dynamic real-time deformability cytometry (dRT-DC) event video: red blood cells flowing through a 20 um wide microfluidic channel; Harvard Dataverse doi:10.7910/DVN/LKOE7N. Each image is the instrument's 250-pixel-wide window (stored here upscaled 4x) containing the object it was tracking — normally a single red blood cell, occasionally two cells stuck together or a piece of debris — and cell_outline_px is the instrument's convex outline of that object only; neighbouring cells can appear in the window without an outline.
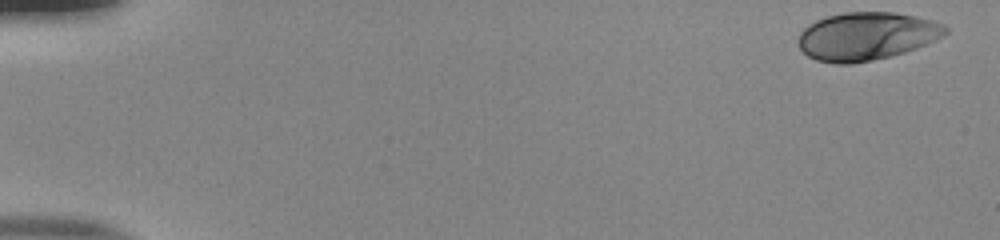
{"species": "human", "species_latin": "Homo sapiens", "temperature_condition": "room temperature", "stored_images_in_passage": 52, "camera_frame_rate_fps": 3000, "um_per_image_px": 0.085, "donor": {"sex": "male"}, "frame": {"image": 1, "passage_image": 1, "time_ms": 0.0, "image_size_px": [1000, 240], "cell_outline_px": [[948, 32], [944, 36], [936, 40], [916, 48], [892, 56], [852, 64], [836, 64], [816, 60], [808, 56], [800, 48], [796, 40], [800, 32], [808, 24], [816, 20], [828, 16], [844, 12], [892, 12], [916, 16], [932, 20], [944, 24], [948, 28]], "centroid_in_image_um": [73.65, 3.08], "position_along_channel_um": 11.3, "area_um2": 41.44}}
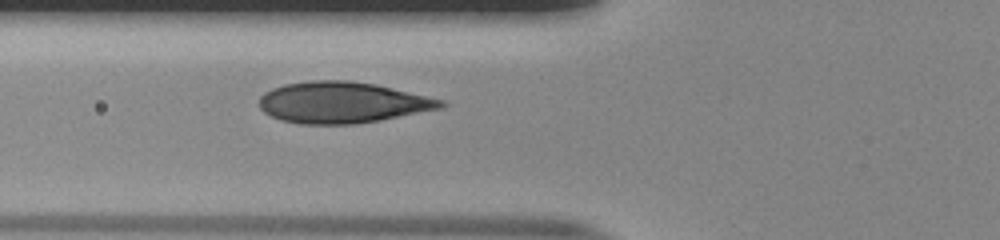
{"frame": {"image": 2, "passage_image": 20, "time_ms": 6.333, "image_size_px": [1000, 240], "cell_outline_px": [[448, 104], [440, 108], [380, 120], [356, 124], [300, 124], [280, 120], [264, 112], [260, 108], [260, 96], [264, 92], [272, 88], [284, 84], [308, 80], [348, 80], [376, 84], [444, 100]], "centroid_in_image_um": [29.07, 8.7], "position_along_channel_um": 96.7, "area_um2": 43.64}}
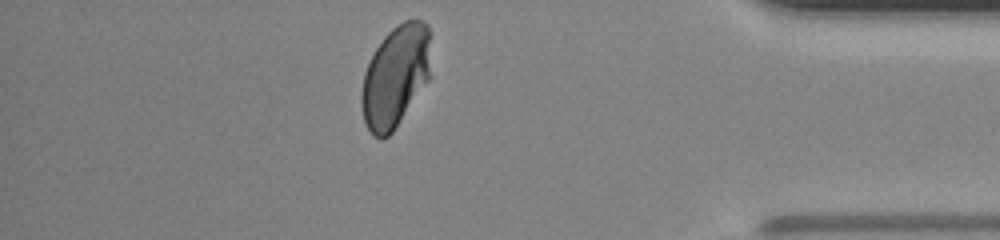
{"frame": {"image": 3, "passage_image": 46, "time_ms": 15.0, "image_size_px": [1000, 240], "cell_outline_px": [[428, 80], [392, 132], [388, 136], [380, 140], [372, 136], [364, 120], [360, 104], [360, 96], [364, 72], [376, 48], [384, 36], [392, 28], [404, 20], [424, 20], [428, 24]], "centroid_in_image_um": [33.56, 6.51], "position_along_channel_um": 401.6, "area_um2": 40.52}, "authors_computed_cell_mechanics": {"area_um2": 42.3385, "velocity_mm_per_s": 3.8613, "shape_relaxation_time_tau1_ms": 6.3933, "shape_relaxation_time_tau2_ms": null, "deformation_change_tau1": 0.2102, "deformation_change_tau2": null}}